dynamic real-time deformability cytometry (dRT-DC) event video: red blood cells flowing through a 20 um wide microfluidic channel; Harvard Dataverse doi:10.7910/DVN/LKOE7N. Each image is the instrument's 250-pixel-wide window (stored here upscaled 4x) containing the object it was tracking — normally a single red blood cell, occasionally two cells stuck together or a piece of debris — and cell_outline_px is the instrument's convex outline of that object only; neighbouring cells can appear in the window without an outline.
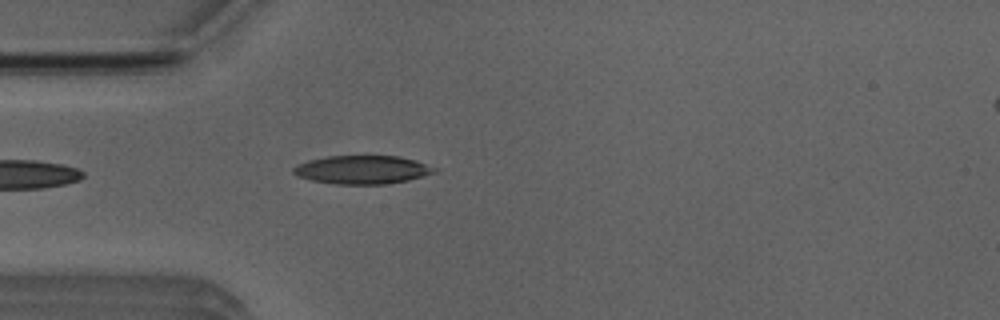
{"species": "Egyptian fruit bat (a non-hibernating species)", "species_latin": "Rousettus aegyptiacus", "temperature_condition": "room temperature", "stored_images_in_passage": 4, "camera_frame_rate_fps": 3000, "um_per_image_px": 0.085, "animal": {"sex": "male"}, "frame": {"image": 1, "passage_image": 4, "time_ms": 3.667, "image_size_px": [1000, 320], "cell_outline_px": [[440, 168], [436, 172], [424, 176], [408, 180], [384, 184], [336, 184], [312, 180], [296, 176], [292, 172], [292, 168], [308, 160], [328, 156], [400, 156], [416, 160]], "centroid_in_image_um": [30.84, 14.42], "position_along_channel_um": 54.2, "area_um2": 23.47}}